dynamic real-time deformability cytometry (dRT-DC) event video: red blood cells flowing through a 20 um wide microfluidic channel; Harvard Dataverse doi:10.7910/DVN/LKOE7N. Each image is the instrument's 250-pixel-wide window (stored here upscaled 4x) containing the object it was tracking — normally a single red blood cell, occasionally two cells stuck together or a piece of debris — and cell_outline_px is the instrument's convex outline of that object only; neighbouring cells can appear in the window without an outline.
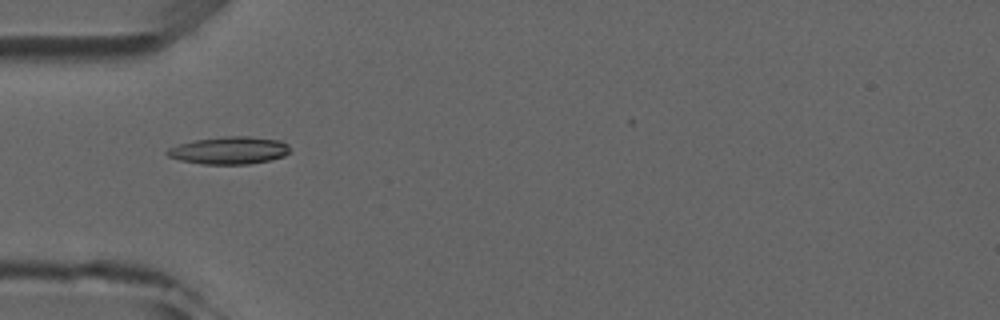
{"species": "common noctule bat (a hibernating species)", "species_latin": "Nyctalus noctula", "temperature_condition": "room temperature", "stored_images_in_passage": 7, "camera_frame_rate_fps": 3000, "um_per_image_px": 0.085, "animal": {"sex": "male", "forearm_length_mm": 52.5}, "frame": {"image": 1, "passage_image": 4, "time_ms": 3.333, "image_size_px": [1000, 320], "cell_outline_px": [[288, 152], [284, 156], [268, 160], [248, 164], [200, 164], [180, 160], [168, 156], [164, 152], [168, 148], [180, 144], [196, 140], [228, 136], [248, 136], [280, 140], [288, 144]], "centroid_in_image_um": [19.47, 12.78], "position_along_channel_um": 65.5, "area_um2": 19.48}}
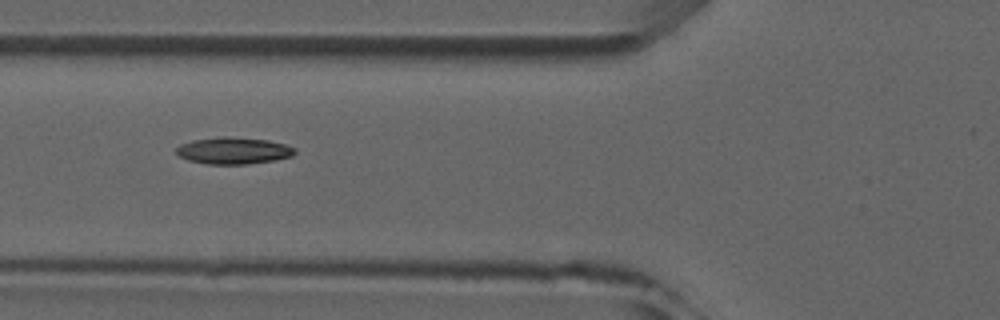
{"frame": {"image": 2, "passage_image": 5, "time_ms": 4.333, "image_size_px": [1000, 320], "cell_outline_px": [[296, 152], [292, 156], [276, 160], [248, 164], [208, 164], [188, 160], [180, 156], [176, 152], [176, 148], [180, 144], [192, 140], [220, 136], [228, 136], [268, 140], [284, 144], [296, 148]], "centroid_in_image_um": [19.85, 12.8], "position_along_channel_um": 105.9, "area_um2": 18.61}}
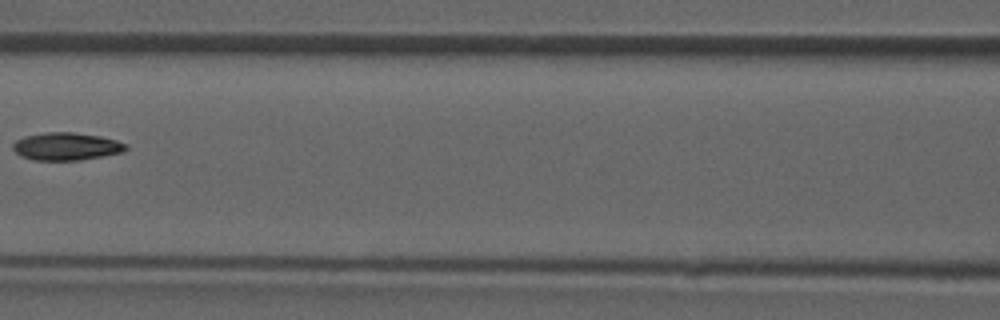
{"frame": {"image": 3, "passage_image": 6, "time_ms": 5.667, "image_size_px": [1000, 320], "cell_outline_px": [[128, 148], [124, 152], [80, 160], [32, 160], [20, 156], [12, 148], [12, 144], [16, 140], [24, 136], [44, 132], [72, 132], [100, 136], [116, 140], [128, 144]], "centroid_in_image_um": [5.63, 12.44], "position_along_channel_um": 161.0, "area_um2": 18.38}}